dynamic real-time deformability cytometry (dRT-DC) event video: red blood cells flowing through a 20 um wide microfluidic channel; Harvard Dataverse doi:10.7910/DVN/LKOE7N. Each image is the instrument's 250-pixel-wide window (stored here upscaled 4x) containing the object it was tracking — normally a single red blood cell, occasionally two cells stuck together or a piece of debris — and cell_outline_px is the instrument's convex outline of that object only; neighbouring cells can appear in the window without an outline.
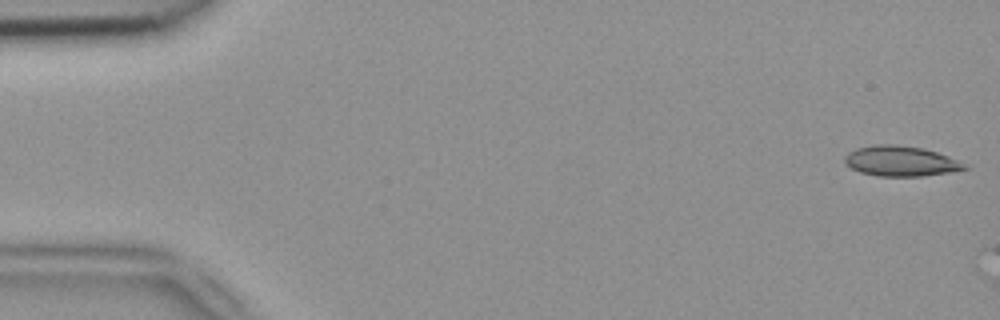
{"species": "common noctule bat (a hibernating species)", "species_latin": "Nyctalus noctula", "temperature_condition": "room temperature", "stored_images_in_passage": 3, "camera_frame_rate_fps": 3000, "um_per_image_px": 0.085, "animal": {"sex": "female", "body_mass_g": 18.4}, "frame": {"image": 1, "passage_image": 1, "time_ms": 0.0, "image_size_px": [1000, 320], "cell_outline_px": [[968, 168], [948, 172], [920, 176], [880, 176], [860, 172], [844, 164], [844, 156], [848, 152], [856, 148], [876, 144], [896, 144], [924, 148], [948, 156], [964, 164]], "centroid_in_image_um": [76.49, 13.68], "position_along_channel_um": 8.5, "area_um2": 20.98}}